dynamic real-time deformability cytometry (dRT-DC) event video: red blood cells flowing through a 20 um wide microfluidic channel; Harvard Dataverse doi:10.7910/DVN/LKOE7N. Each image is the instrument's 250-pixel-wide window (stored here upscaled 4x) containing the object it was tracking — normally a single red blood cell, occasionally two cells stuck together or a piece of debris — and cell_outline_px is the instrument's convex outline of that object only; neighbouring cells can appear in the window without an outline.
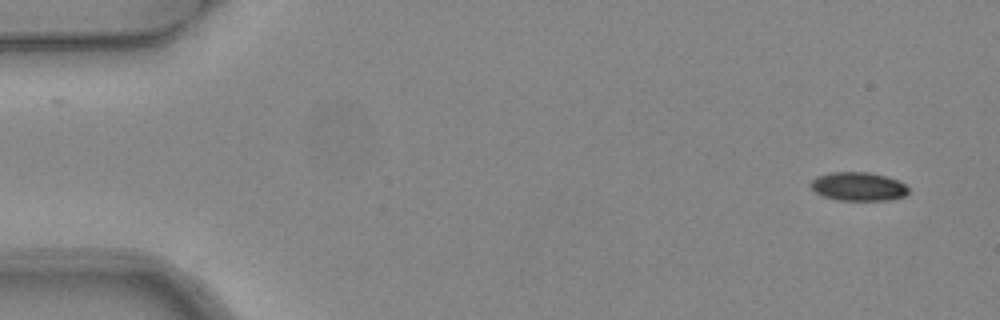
{"species": "common noctule bat (a hibernating species)", "species_latin": "Nyctalus noctula", "temperature_condition": "warm", "stored_images_in_passage": 2, "camera_frame_rate_fps": 3000, "um_per_image_px": 0.085, "animal": {"sex": "female", "body_mass_g": 24.6, "forearm_length_mm": 56.2}, "frame": {"image": 1, "passage_image": 2, "time_ms": 0.333, "image_size_px": [1000, 320], "cell_outline_px": [[908, 192], [904, 196], [888, 200], [836, 200], [824, 196], [816, 192], [808, 184], [816, 176], [832, 172], [868, 172], [884, 176], [896, 180], [904, 184], [908, 188]], "centroid_in_image_um": [72.92, 15.85], "position_along_channel_um": 12.1, "area_um2": 16.18}}